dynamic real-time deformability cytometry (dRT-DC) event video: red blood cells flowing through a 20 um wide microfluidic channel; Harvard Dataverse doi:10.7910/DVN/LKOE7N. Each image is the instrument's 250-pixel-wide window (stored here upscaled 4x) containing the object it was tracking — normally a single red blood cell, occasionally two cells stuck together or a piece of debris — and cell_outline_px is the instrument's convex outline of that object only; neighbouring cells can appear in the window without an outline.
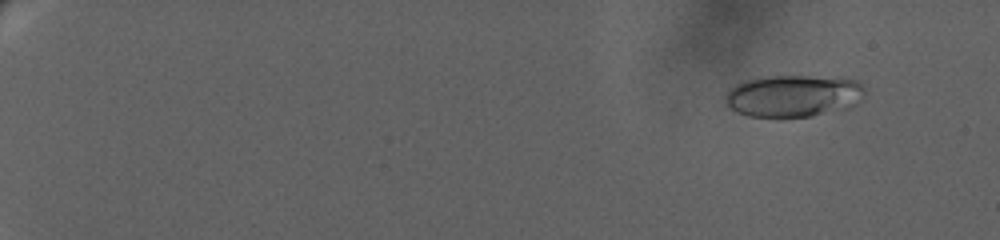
{"species": "human", "species_latin": "Homo sapiens", "temperature_condition": "warm", "stored_images_in_passage": 13, "camera_frame_rate_fps": 3000, "um_per_image_px": 0.085, "donor": {"sex": "female"}, "frame": {"image": 1, "passage_image": 3, "time_ms": 2.0, "image_size_px": [1000, 240], "cell_outline_px": [[864, 96], [852, 108], [812, 116], [748, 116], [736, 112], [724, 100], [724, 96], [736, 84], [744, 80], [768, 76], [840, 76], [860, 80], [864, 84]], "centroid_in_image_um": [67.54, 8.12], "position_along_channel_um": 17.5, "area_um2": 34.68}}
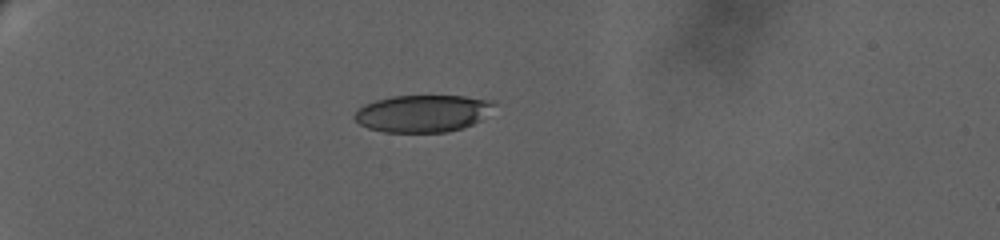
{"frame": {"image": 2, "passage_image": 9, "time_ms": 7.667, "image_size_px": [1000, 240], "cell_outline_px": [[496, 104], [480, 120], [464, 128], [448, 132], [384, 132], [368, 128], [360, 124], [352, 116], [364, 104], [376, 100], [392, 96], [464, 96], [496, 100]], "centroid_in_image_um": [35.95, 9.64], "position_along_channel_um": 49.1, "area_um2": 30.29}}
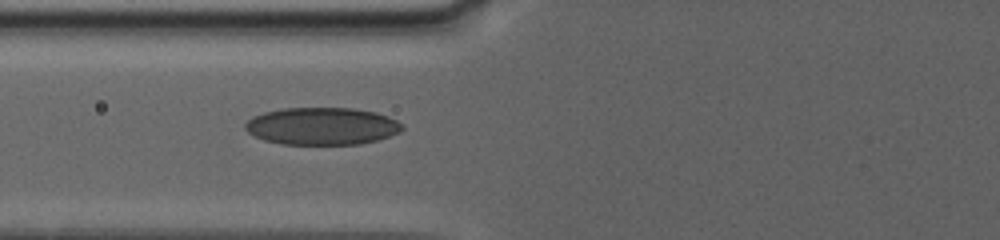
{"frame": {"image": 3, "passage_image": 13, "time_ms": 11.0, "image_size_px": [1000, 240], "cell_outline_px": [[404, 128], [400, 132], [376, 140], [360, 144], [284, 144], [264, 140], [248, 132], [244, 128], [244, 124], [252, 116], [264, 112], [280, 108], [356, 108], [376, 112], [388, 116], [396, 120]], "centroid_in_image_um": [27.35, 10.71], "position_along_channel_um": 98.4, "area_um2": 34.22}}